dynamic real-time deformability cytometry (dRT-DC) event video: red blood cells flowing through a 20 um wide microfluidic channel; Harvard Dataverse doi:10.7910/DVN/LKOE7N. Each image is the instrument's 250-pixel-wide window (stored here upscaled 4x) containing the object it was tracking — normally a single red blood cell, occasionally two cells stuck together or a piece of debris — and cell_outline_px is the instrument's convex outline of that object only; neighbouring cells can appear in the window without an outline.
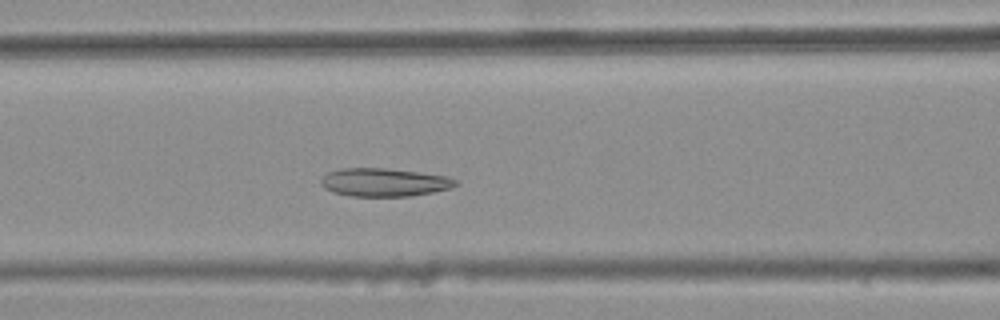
{"species": "common noctule bat (a hibernating species)", "species_latin": "Nyctalus noctula", "temperature_condition": "warm", "stored_images_in_passage": 41, "camera_frame_rate_fps": 3000, "um_per_image_px": 0.085, "animal": {"sex": "female", "body_mass_g": 25.1}, "frame": {"image": 1, "passage_image": 18, "time_ms": 5.667, "image_size_px": [1000, 320], "cell_outline_px": [[460, 184], [452, 188], [412, 196], [348, 196], [332, 192], [324, 188], [320, 184], [320, 180], [328, 172], [340, 168], [384, 168], [420, 172], [448, 176], [456, 180]], "centroid_in_image_um": [32.66, 15.5], "position_along_channel_um": 133.9, "area_um2": 22.37}}
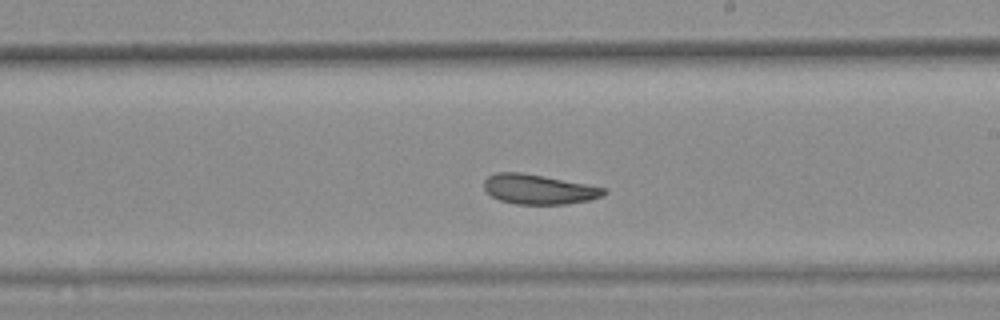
{"frame": {"image": 2, "passage_image": 27, "time_ms": 8.667, "image_size_px": [1000, 320], "cell_outline_px": [[608, 192], [600, 196], [588, 200], [568, 204], [516, 204], [500, 200], [492, 196], [484, 188], [484, 180], [488, 176], [496, 172], [520, 172], [544, 176], [608, 188]], "centroid_in_image_um": [45.8, 16.08], "position_along_channel_um": 243.2, "area_um2": 20.75}}
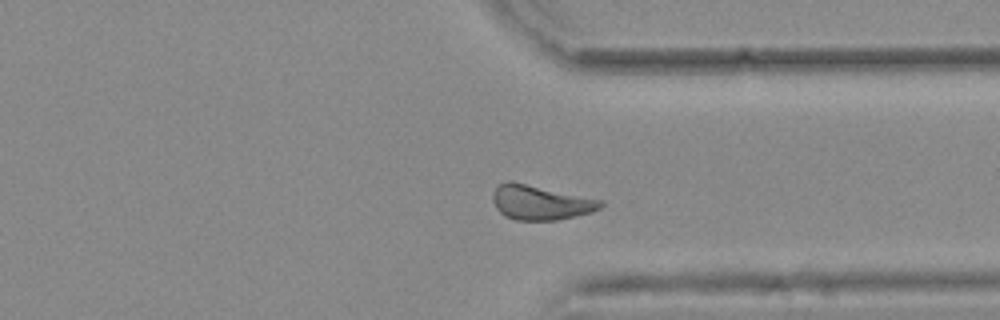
{"frame": {"image": 3, "passage_image": 37, "time_ms": 12.0, "image_size_px": [1000, 320], "cell_outline_px": [[604, 204], [600, 208], [592, 212], [556, 220], [516, 220], [504, 216], [496, 208], [492, 200], [492, 192], [504, 180], [512, 180], [604, 200]], "centroid_in_image_um": [45.93, 17.19], "position_along_channel_um": 365.5, "area_um2": 22.08}, "authors_computed_cell_mechanics": {"area_um2": 22.0796, "velocity_mm_per_s": 3.6523, "shape_relaxation_time_tau1_ms": null, "shape_relaxation_time_tau2_ms": 2.5333, "deformation_change_tau1": null, "deformation_change_tau2": 0.0742}}